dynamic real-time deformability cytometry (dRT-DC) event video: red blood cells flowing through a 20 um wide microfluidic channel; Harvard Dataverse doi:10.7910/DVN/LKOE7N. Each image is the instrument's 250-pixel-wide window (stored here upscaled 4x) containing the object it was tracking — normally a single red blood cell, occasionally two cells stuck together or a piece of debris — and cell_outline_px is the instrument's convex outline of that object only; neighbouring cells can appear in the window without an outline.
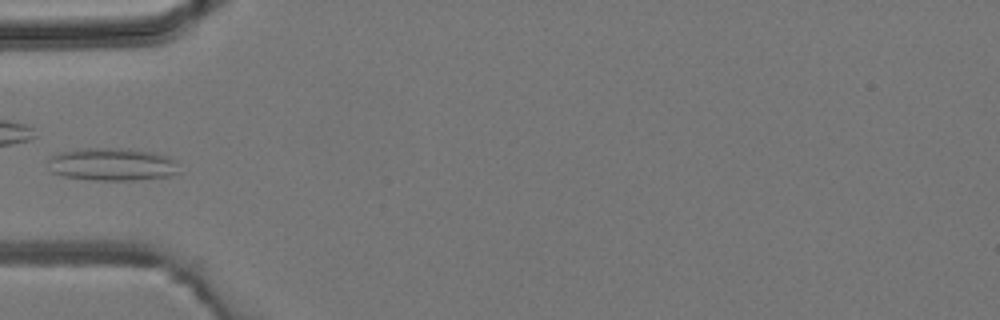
{"species": "common noctule bat (a hibernating species)", "species_latin": "Nyctalus noctula", "temperature_condition": "room temperature", "stored_images_in_passage": 4, "camera_frame_rate_fps": 3000, "um_per_image_px": 0.085, "animal": {"sex": "male", "body_mass_g": 19.2, "forearm_length_mm": 51.8}, "frame": {"image": 1, "passage_image": 4, "time_ms": 3.667, "image_size_px": [1000, 320], "cell_outline_px": [[176, 172], [172, 176], [136, 180], [92, 180], [64, 176], [48, 172], [48, 156], [60, 152], [80, 148], [128, 148], [152, 152], [168, 156], [176, 160]], "centroid_in_image_um": [9.46, 13.96], "position_along_channel_um": 75.5, "area_um2": 25.37}}